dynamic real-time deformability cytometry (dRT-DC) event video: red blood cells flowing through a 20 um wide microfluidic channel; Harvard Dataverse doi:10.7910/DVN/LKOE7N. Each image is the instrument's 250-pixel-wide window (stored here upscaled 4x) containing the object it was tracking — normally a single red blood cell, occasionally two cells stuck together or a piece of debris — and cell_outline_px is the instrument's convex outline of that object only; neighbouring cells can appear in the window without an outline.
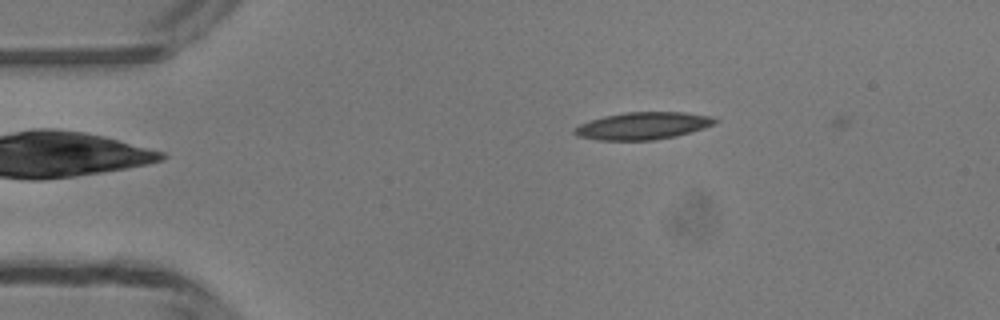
{"species": "common noctule bat (a hibernating species)", "species_latin": "Nyctalus noctula", "temperature_condition": "room temperature", "stored_images_in_passage": 3, "camera_frame_rate_fps": 3000, "um_per_image_px": 0.085, "animal": {"sex": "male", "body_mass_g": 13.3}, "frame": {"image": 1, "passage_image": 2, "time_ms": 0.333, "image_size_px": [1000, 320], "cell_outline_px": [[720, 120], [716, 124], [704, 128], [676, 136], [652, 140], [596, 140], [576, 136], [572, 132], [572, 128], [580, 124], [604, 116], [624, 112], [684, 112], [712, 116]], "centroid_in_image_um": [54.65, 10.69], "position_along_channel_um": 30.4, "area_um2": 22.54}}